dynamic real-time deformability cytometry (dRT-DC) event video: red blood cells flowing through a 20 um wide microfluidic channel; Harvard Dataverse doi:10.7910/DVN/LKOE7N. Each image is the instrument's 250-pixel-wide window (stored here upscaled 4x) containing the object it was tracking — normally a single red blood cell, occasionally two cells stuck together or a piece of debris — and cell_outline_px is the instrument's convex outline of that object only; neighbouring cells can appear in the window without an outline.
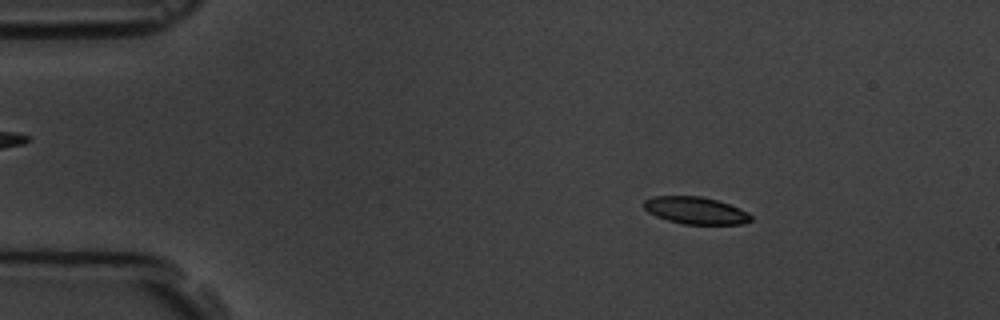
{"species": "common noctule bat (a hibernating species)", "species_latin": "Nyctalus noctula", "temperature_condition": "room temperature", "stored_images_in_passage": 5, "camera_frame_rate_fps": 3000, "um_per_image_px": 0.085, "animal": {"sex": "male", "body_mass_g": 19.5, "forearm_length_mm": 54.6}, "frame": {"image": 1, "passage_image": 2, "time_ms": 1.333, "image_size_px": [1000, 320], "cell_outline_px": [[752, 220], [740, 224], [684, 224], [668, 220], [656, 216], [648, 212], [644, 208], [644, 200], [652, 196], [700, 196], [716, 200], [740, 208], [748, 212], [752, 216]], "centroid_in_image_um": [59.12, 17.89], "position_along_channel_um": 25.9, "area_um2": 16.88}}
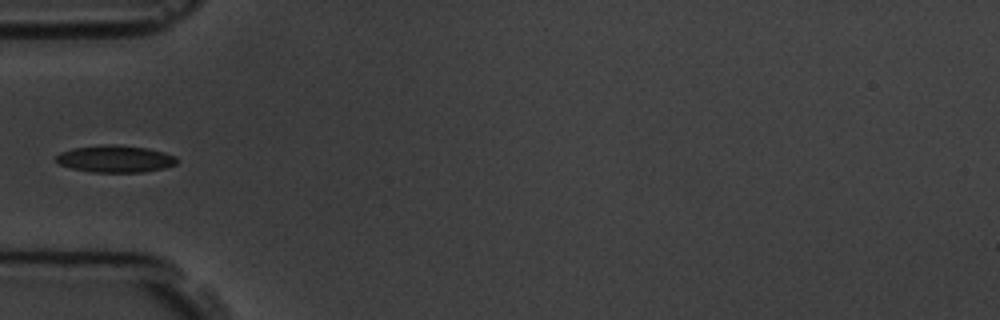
{"frame": {"image": 2, "passage_image": 5, "time_ms": 4.667, "image_size_px": [1000, 320], "cell_outline_px": [[176, 164], [164, 168], [144, 172], [92, 172], [72, 168], [60, 164], [56, 160], [56, 156], [60, 152], [72, 148], [104, 144], [116, 144], [148, 148], [164, 152], [176, 156]], "centroid_in_image_um": [9.8, 13.49], "position_along_channel_um": 75.2, "area_um2": 19.07}}